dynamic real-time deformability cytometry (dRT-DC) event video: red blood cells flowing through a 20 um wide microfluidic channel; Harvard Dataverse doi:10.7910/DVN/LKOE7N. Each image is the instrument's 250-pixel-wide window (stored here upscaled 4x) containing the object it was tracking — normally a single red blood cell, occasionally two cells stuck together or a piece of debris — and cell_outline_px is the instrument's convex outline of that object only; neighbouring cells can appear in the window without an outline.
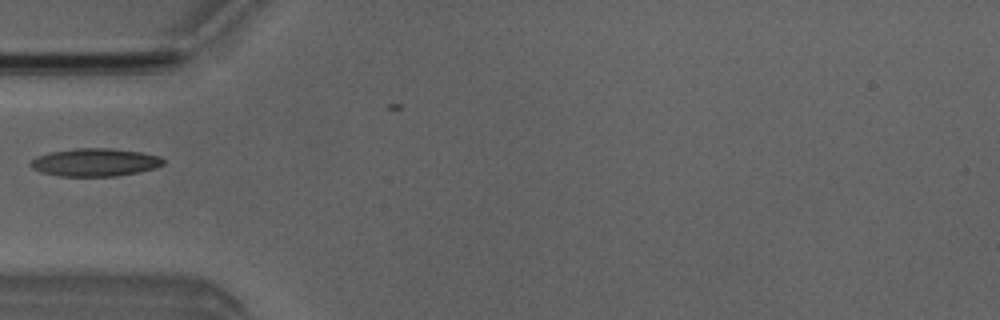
{"species": "Egyptian fruit bat (a non-hibernating species)", "species_latin": "Rousettus aegyptiacus", "temperature_condition": "room temperature", "stored_images_in_passage": 1, "camera_frame_rate_fps": 3000, "um_per_image_px": 0.085, "animal": {"sex": "male"}, "frame": {"image": 1, "passage_image": 1, "time_ms": 0.0, "image_size_px": [1000, 320], "cell_outline_px": [[164, 164], [156, 168], [116, 176], [60, 176], [40, 172], [32, 168], [28, 164], [36, 156], [52, 152], [76, 148], [112, 148], [140, 152], [160, 156], [164, 160]], "centroid_in_image_um": [8.07, 13.79], "position_along_channel_um": 76.9, "area_um2": 21.56}}